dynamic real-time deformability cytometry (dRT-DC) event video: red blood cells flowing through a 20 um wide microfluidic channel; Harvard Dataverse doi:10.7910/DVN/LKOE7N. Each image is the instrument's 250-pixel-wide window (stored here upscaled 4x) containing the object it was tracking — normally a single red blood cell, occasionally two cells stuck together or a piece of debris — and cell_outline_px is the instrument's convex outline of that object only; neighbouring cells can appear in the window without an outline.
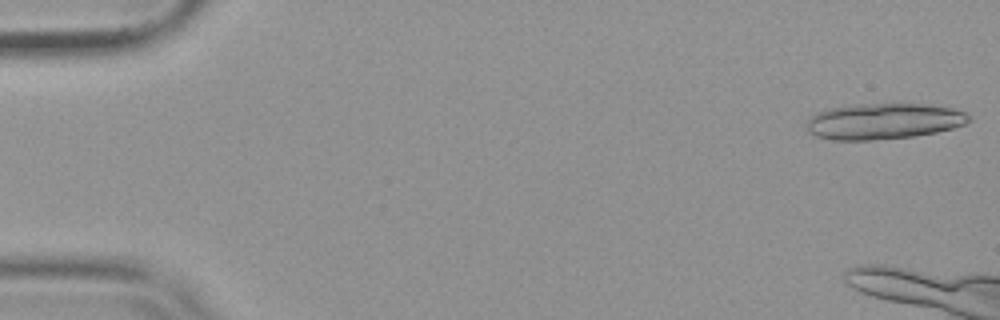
{"species": "common noctule bat (a hibernating species)", "species_latin": "Nyctalus noctula", "temperature_condition": "warm", "stored_images_in_passage": 6, "camera_frame_rate_fps": 3000, "um_per_image_px": 0.085, "animal": {"sex": "female", "body_mass_g": 19.9}, "frame": {"image": 1, "passage_image": 1, "time_ms": 0.0, "image_size_px": [1000, 320], "cell_outline_px": [[972, 120], [964, 124], [952, 128], [936, 132], [916, 136], [872, 140], [832, 140], [816, 136], [808, 132], [808, 120], [816, 112], [828, 108], [852, 104], [900, 100], [952, 108], [968, 112], [972, 116]], "centroid_in_image_um": [75.16, 10.25], "position_along_channel_um": 9.8, "area_um2": 35.32}}